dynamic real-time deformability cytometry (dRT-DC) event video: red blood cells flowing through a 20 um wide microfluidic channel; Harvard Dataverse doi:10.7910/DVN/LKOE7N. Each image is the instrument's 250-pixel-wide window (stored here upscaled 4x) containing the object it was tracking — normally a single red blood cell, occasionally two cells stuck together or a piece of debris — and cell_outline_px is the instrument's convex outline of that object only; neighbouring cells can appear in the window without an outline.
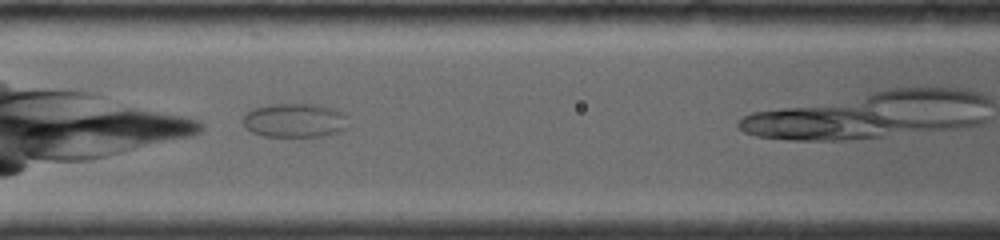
{"species": "common noctule bat (a hibernating species)", "species_latin": "Nyctalus noctula", "temperature_condition": "room temperature", "stored_images_in_passage": 8, "camera_frame_rate_fps": 4000, "um_per_image_px": 0.085, "animal": {"sex": "female", "body_mass_g": 19.0, "forearm_length_mm": 56.7}, "frame": {"image": 1, "passage_image": 4, "time_ms": 1.75, "image_size_px": [1000, 240], "cell_outline_px": [[352, 128], [340, 132], [324, 136], [264, 136], [252, 132], [244, 128], [244, 116], [252, 108], [272, 104], [320, 104], [336, 108], [344, 116]], "centroid_in_image_um": [25.11, 10.23], "position_along_channel_um": 141.5, "area_um2": 21.21}}